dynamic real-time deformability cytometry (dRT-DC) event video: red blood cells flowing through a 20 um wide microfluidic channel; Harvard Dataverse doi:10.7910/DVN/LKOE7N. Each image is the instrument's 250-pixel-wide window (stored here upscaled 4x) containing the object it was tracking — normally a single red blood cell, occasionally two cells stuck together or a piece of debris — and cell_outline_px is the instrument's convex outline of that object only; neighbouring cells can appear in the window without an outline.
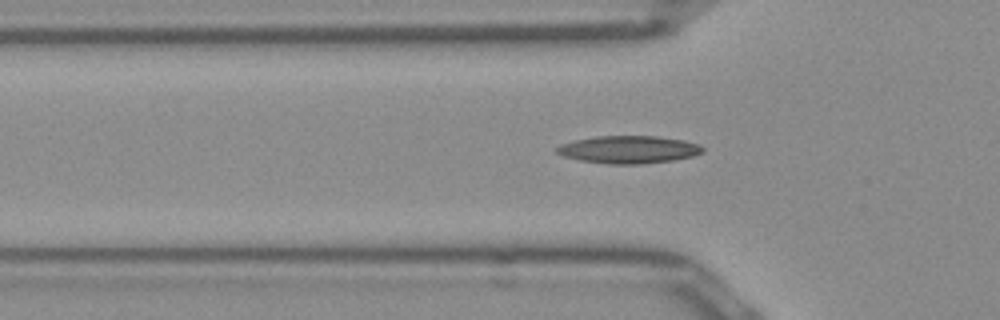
{"species": "Egyptian fruit bat (a non-hibernating species)", "species_latin": "Rousettus aegyptiacus", "temperature_condition": "room temperature", "stored_images_in_passage": 39, "camera_frame_rate_fps": 3000, "um_per_image_px": 0.085, "frame": {"image": 1, "passage_image": 10, "time_ms": 3.0, "image_size_px": [1000, 320], "cell_outline_px": [[704, 152], [692, 156], [672, 160], [640, 164], [608, 164], [580, 160], [564, 156], [556, 152], [556, 148], [560, 144], [576, 140], [596, 136], [656, 136], [684, 140], [700, 144], [704, 148]], "centroid_in_image_um": [53.45, 12.71], "position_along_channel_um": 72.3, "area_um2": 23.41}}
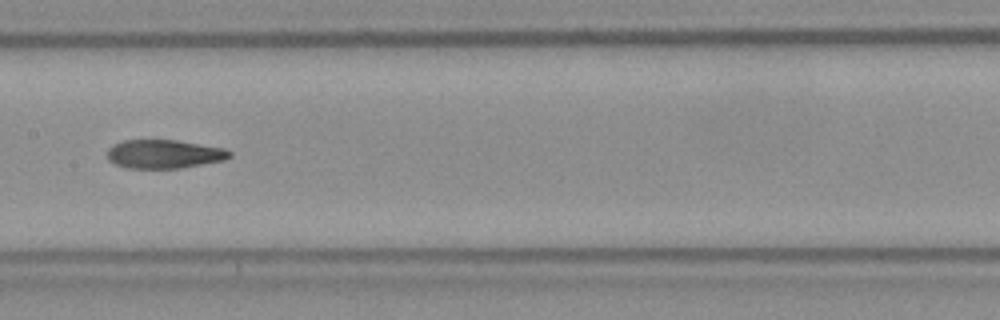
{"frame": {"image": 2, "passage_image": 19, "time_ms": 6.0, "image_size_px": [1000, 320], "cell_outline_px": [[232, 156], [224, 160], [180, 168], [128, 168], [116, 164], [108, 160], [108, 148], [112, 144], [124, 140], [176, 140], [224, 148], [232, 152]], "centroid_in_image_um": [13.94, 13.09], "position_along_channel_um": 193.5, "area_um2": 20.4}}
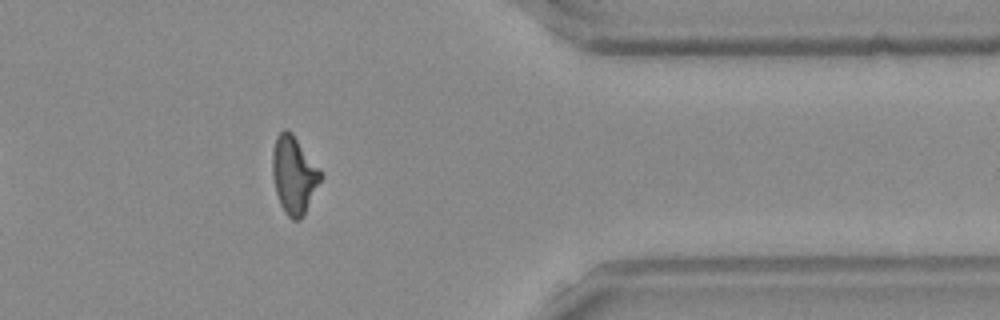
{"frame": {"image": 3, "passage_image": 35, "time_ms": 11.333, "image_size_px": [1000, 320], "cell_outline_px": [[324, 176], [304, 216], [300, 220], [292, 220], [284, 212], [280, 204], [276, 192], [272, 176], [272, 152], [276, 136], [284, 128], [288, 128], [292, 132]], "centroid_in_image_um": [24.98, 14.88], "position_along_channel_um": 386.4, "area_um2": 22.02}, "authors_computed_cell_mechanics": {"area_um2": 21.6172, "velocity_mm_per_s": 3.9945, "shape_relaxation_time_tau1_ms": null, "shape_relaxation_time_tau2_ms": 3.1512, "deformation_change_tau1": null, "deformation_change_tau2": 0.1145}}